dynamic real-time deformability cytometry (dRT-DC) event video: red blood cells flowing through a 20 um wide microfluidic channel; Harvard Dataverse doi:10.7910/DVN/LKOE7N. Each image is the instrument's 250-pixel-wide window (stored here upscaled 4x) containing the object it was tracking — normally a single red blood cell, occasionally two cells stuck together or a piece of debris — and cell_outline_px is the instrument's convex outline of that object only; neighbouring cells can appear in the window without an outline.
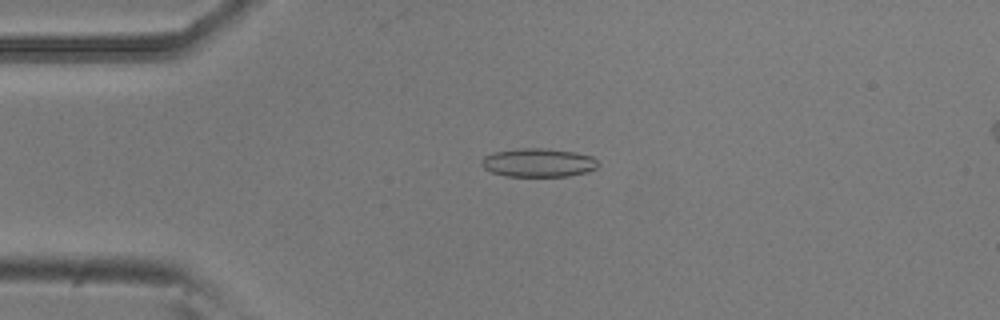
{"species": "common noctule bat (a hibernating species)", "species_latin": "Nyctalus noctula", "temperature_condition": "room temperature", "stored_images_in_passage": 53, "camera_frame_rate_fps": 3000, "um_per_image_px": 0.085, "animal": {"sex": "male", "body_mass_g": 20.5, "forearm_length_mm": 52.5}, "frame": {"image": 1, "passage_image": 12, "time_ms": 3.667, "image_size_px": [1000, 320], "cell_outline_px": [[600, 164], [596, 168], [588, 172], [568, 176], [504, 176], [492, 172], [484, 168], [480, 164], [480, 160], [484, 156], [496, 152], [520, 148], [544, 148], [576, 152], [592, 156]], "centroid_in_image_um": [45.77, 13.83], "position_along_channel_um": 39.2, "area_um2": 19.54}}
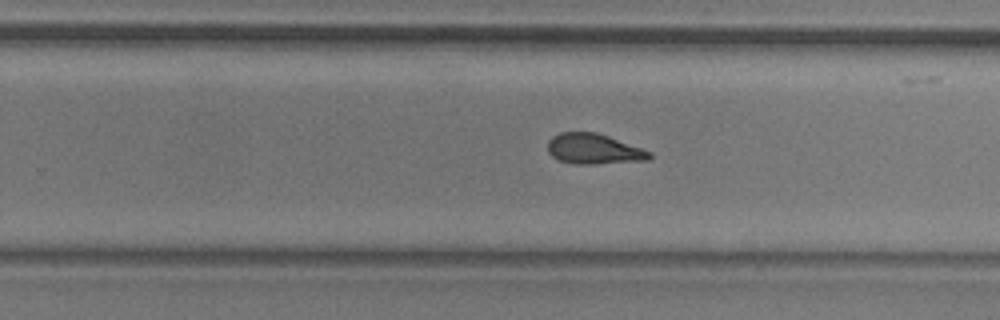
{"frame": {"image": 2, "passage_image": 33, "time_ms": 10.667, "image_size_px": [1000, 320], "cell_outline_px": [[652, 156], [648, 160], [592, 164], [572, 164], [560, 160], [552, 156], [548, 152], [548, 140], [552, 136], [560, 132], [596, 132], [608, 136], [652, 152]], "centroid_in_image_um": [50.45, 12.66], "position_along_channel_um": 279.3, "area_um2": 17.98}}
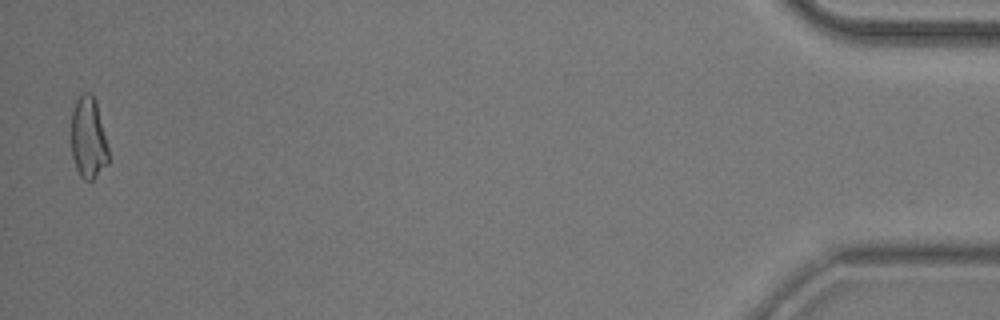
{"frame": {"image": 3, "passage_image": 52, "time_ms": 17.0, "image_size_px": [1000, 320], "cell_outline_px": [[108, 164], [92, 180], [84, 180], [80, 176], [76, 168], [72, 156], [72, 108], [76, 100], [84, 92], [88, 92], [96, 100], [108, 148]], "centroid_in_image_um": [7.51, 11.73], "position_along_channel_um": 427.7, "area_um2": 17.57}, "authors_computed_cell_mechanics": {"area_um2": 18.3804, "velocity_mm_per_s": 3.8044, "shape_relaxation_time_tau1_ms": 7.0656, "shape_relaxation_time_tau2_ms": 1.9319, "deformation_change_tau1": 0.146, "deformation_change_tau2": 0.0769}}